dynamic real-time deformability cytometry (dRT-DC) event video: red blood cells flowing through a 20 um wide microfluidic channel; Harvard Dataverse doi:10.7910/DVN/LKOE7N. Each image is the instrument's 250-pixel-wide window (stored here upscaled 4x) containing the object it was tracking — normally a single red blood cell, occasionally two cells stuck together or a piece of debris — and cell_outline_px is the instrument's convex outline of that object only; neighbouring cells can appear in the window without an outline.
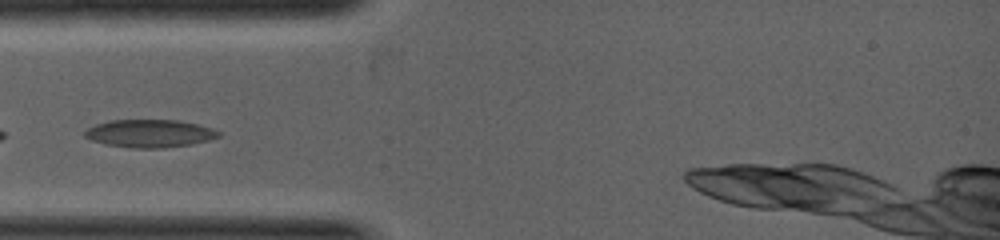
{"species": "common noctule bat (a hibernating species)", "species_latin": "Nyctalus noctula", "temperature_condition": "warm", "stored_images_in_passage": 4, "camera_frame_rate_fps": 5000, "um_per_image_px": 0.085, "animal": {"sex": "female", "body_mass_g": 19.0, "forearm_length_mm": 53.3}, "frame": {"image": 1, "passage_image": 2, "time_ms": 0.4, "image_size_px": [1000, 240], "cell_outline_px": [[220, 136], [208, 140], [192, 144], [164, 148], [132, 148], [104, 144], [92, 140], [84, 136], [84, 132], [88, 128], [96, 124], [108, 120], [176, 120], [196, 124], [212, 128], [220, 132]], "centroid_in_image_um": [12.71, 11.35], "position_along_channel_um": 72.3, "area_um2": 21.68}}